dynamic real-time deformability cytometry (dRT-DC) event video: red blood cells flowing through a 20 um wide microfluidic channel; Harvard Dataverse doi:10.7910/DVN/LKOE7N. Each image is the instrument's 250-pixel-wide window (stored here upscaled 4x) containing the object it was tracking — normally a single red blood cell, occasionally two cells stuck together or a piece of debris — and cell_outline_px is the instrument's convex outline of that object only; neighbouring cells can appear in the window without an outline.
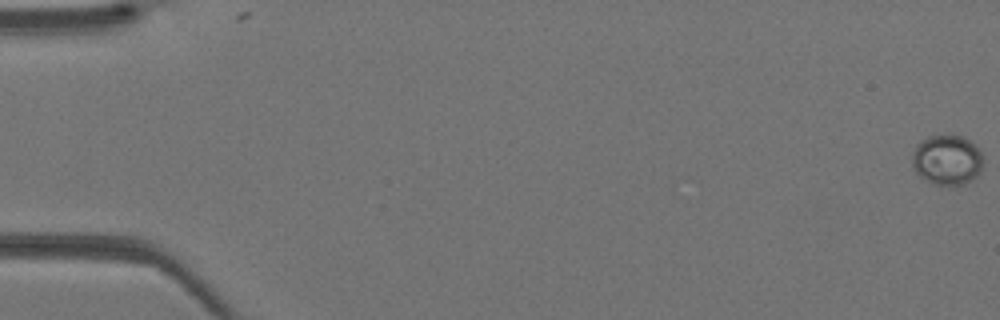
{"species": "Egyptian fruit bat (a non-hibernating species)", "species_latin": "Rousettus aegyptiacus", "temperature_condition": "warm", "stored_images_in_passage": 42, "camera_frame_rate_fps": 3000, "um_per_image_px": 0.085, "animal": {"sex": "female"}, "frame": {"image": 1, "passage_image": 1, "time_ms": 0.0, "image_size_px": [1000, 320], "cell_outline_px": [[984, 160], [980, 172], [976, 176], [964, 184], [932, 184], [924, 180], [916, 172], [912, 164], [912, 152], [916, 144], [920, 140], [928, 136], [948, 132], [964, 136], [980, 152]], "centroid_in_image_um": [80.47, 13.54], "position_along_channel_um": 4.5, "area_um2": 21.15}}
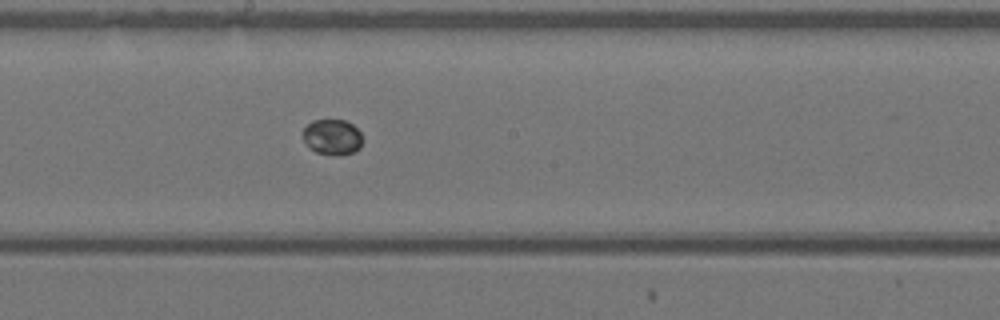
{"frame": {"image": 2, "passage_image": 24, "time_ms": 7.667, "image_size_px": [1000, 320], "cell_outline_px": [[364, 140], [360, 148], [356, 152], [340, 156], [336, 156], [316, 152], [308, 148], [304, 140], [304, 128], [312, 120], [344, 120], [352, 124], [360, 132]], "centroid_in_image_um": [28.28, 11.67], "position_along_channel_um": 219.9, "area_um2": 12.6}}
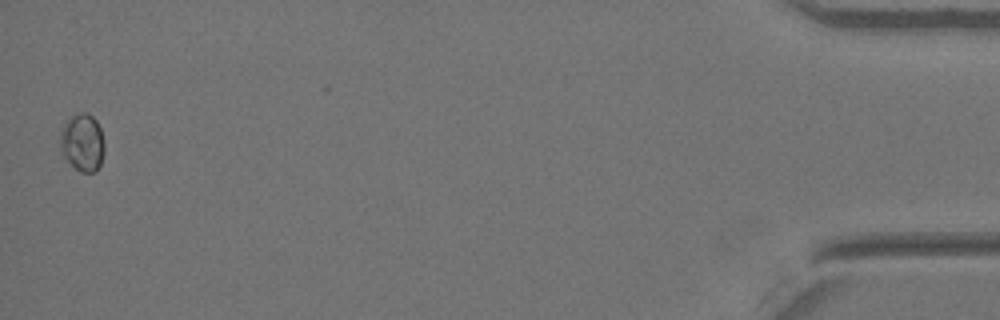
{"frame": {"image": 3, "passage_image": 42, "time_ms": 13.667, "image_size_px": [1000, 320], "cell_outline_px": [[104, 152], [100, 164], [96, 172], [80, 172], [60, 152], [60, 128], [76, 112], [88, 112], [96, 120], [100, 128], [104, 140]], "centroid_in_image_um": [7.01, 12.09], "position_along_channel_um": 428.2, "area_um2": 14.97}}